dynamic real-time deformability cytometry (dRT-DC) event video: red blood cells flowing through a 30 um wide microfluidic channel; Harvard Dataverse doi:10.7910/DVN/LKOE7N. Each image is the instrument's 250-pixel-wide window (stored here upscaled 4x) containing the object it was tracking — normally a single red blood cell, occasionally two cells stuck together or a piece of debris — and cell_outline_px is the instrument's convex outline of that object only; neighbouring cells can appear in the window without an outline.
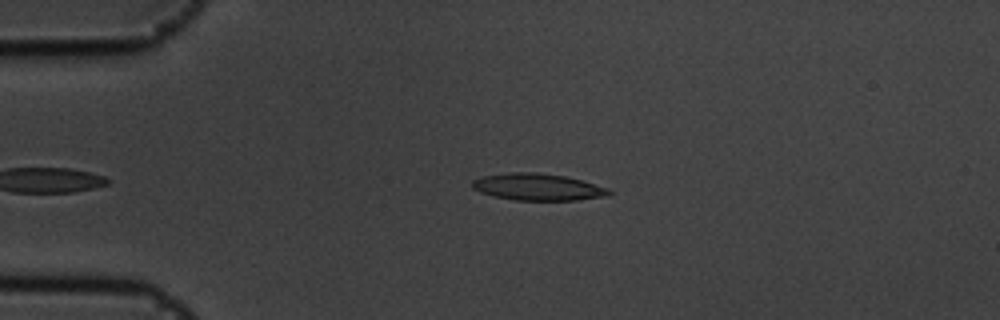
{"species": "common noctule bat (a hibernating species)", "species_latin": "Nyctalus noctula", "temperature_condition": "cold", "stored_images_in_passage": 39, "camera_frame_rate_fps": 3000, "um_per_image_px": 0.085, "animal": {"sex": "male", "body_mass_g": 19.5, "forearm_length_mm": 54.6}, "frame": {"image": 1, "passage_image": 1, "time_ms": 0.0, "image_size_px": [1000, 320], "cell_outline_px": [[612, 192], [608, 196], [576, 200], [516, 200], [492, 196], [480, 192], [472, 188], [472, 180], [480, 176], [508, 172], [536, 172], [564, 176], [580, 180], [608, 188]], "centroid_in_image_um": [45.66, 15.89], "position_along_channel_um": 39.3, "area_um2": 21.44}}
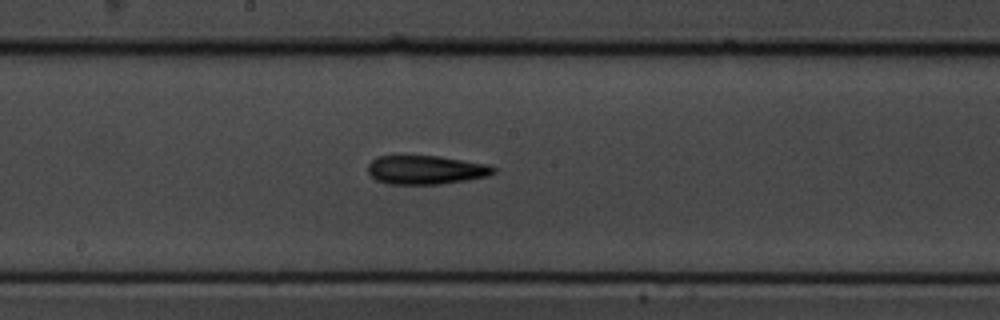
{"frame": {"image": 2, "passage_image": 18, "time_ms": 5.667, "image_size_px": [1000, 320], "cell_outline_px": [[496, 172], [488, 176], [468, 180], [440, 184], [388, 184], [376, 180], [368, 172], [368, 164], [376, 156], [440, 156], [488, 164], [496, 168]], "centroid_in_image_um": [36.22, 14.44], "position_along_channel_um": 212.0, "area_um2": 21.21}}
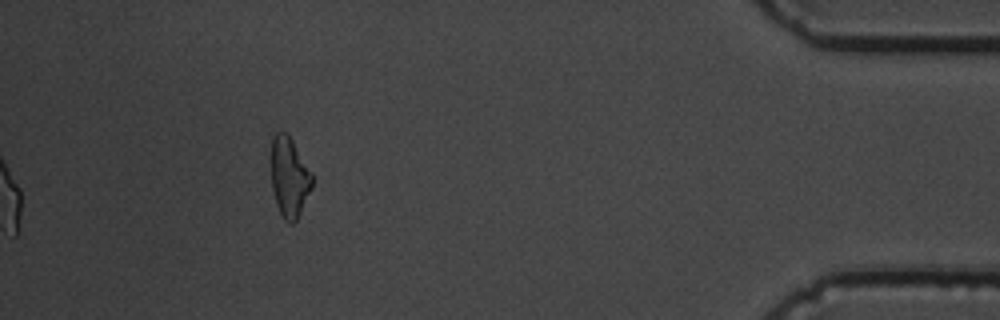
{"frame": {"image": 3, "passage_image": 39, "time_ms": 12.667, "image_size_px": [1000, 320], "cell_outline_px": [[312, 188], [296, 220], [292, 224], [288, 224], [284, 220], [276, 204], [272, 188], [272, 136], [276, 132], [288, 132], [312, 172]], "centroid_in_image_um": [24.6, 15.04], "position_along_channel_um": 410.6, "area_um2": 19.13}, "authors_computed_cell_mechanics": {"area_um2": 20.6924, "velocity_mm_per_s": 3.6042, "shape_relaxation_time_tau1_ms": 4.3078, "shape_relaxation_time_tau2_ms": 3.494, "deformation_change_tau1": 0.1394, "deformation_change_tau2": 0.1385}}